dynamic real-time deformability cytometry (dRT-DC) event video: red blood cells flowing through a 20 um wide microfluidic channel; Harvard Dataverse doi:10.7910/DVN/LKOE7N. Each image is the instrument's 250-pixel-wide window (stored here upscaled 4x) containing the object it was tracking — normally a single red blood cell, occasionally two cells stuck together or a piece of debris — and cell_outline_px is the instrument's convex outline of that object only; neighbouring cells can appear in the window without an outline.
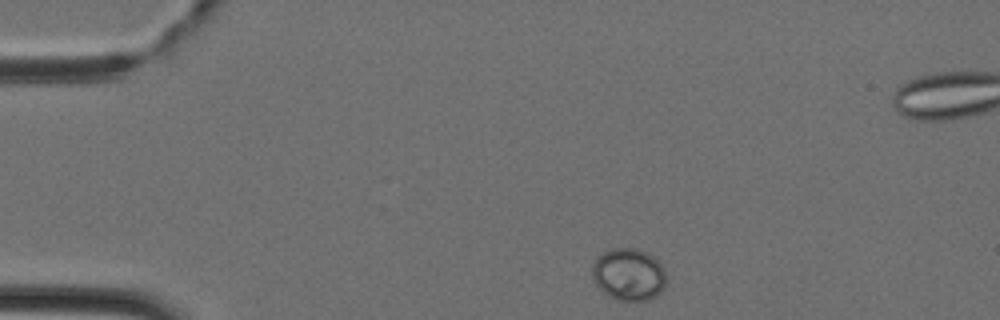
{"species": "Egyptian fruit bat (a non-hibernating species)", "species_latin": "Rousettus aegyptiacus", "temperature_condition": "cold", "stored_images_in_passage": 39, "camera_frame_rate_fps": 3000, "um_per_image_px": 0.085, "animal": {"sex": "female"}, "frame": {"image": 1, "passage_image": 1, "time_ms": 0.0, "image_size_px": [1000, 320], "cell_outline_px": [[664, 288], [656, 296], [644, 300], [620, 300], [608, 296], [592, 280], [592, 264], [596, 256], [612, 248], [636, 248], [652, 256], [664, 268]], "centroid_in_image_um": [53.39, 23.31], "position_along_channel_um": 31.6, "area_um2": 22.37}}
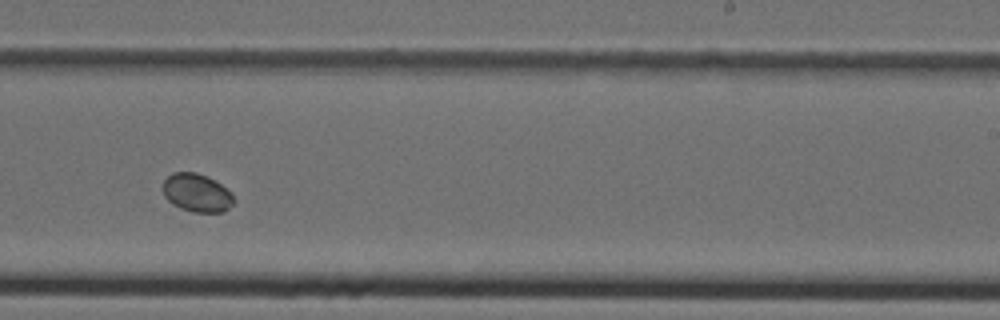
{"frame": {"image": 2, "passage_image": 21, "time_ms": 6.667, "image_size_px": [1000, 320], "cell_outline_px": [[236, 200], [224, 212], [192, 212], [180, 208], [172, 204], [164, 196], [164, 180], [172, 172], [196, 172], [220, 184], [232, 192]], "centroid_in_image_um": [16.74, 16.4], "position_along_channel_um": 272.3, "area_um2": 15.72}}
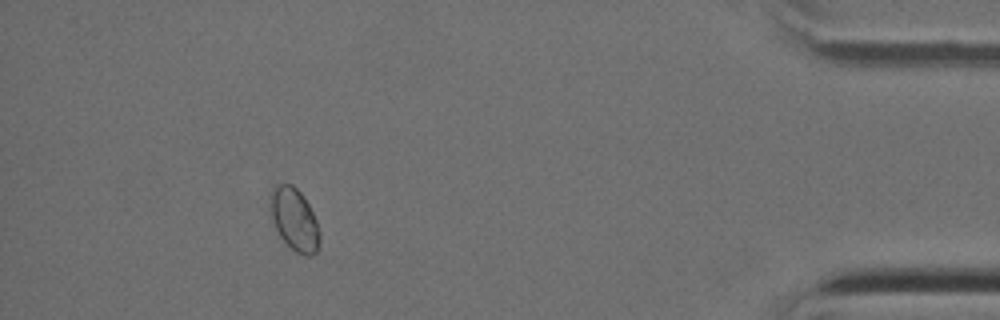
{"frame": {"image": 3, "passage_image": 34, "time_ms": 11.0, "image_size_px": [1000, 320], "cell_outline_px": [[320, 240], [316, 252], [312, 256], [304, 256], [296, 252], [280, 236], [272, 220], [272, 188], [276, 184], [292, 184], [300, 192], [308, 204], [316, 220], [320, 232]], "centroid_in_image_um": [25.06, 18.68], "position_along_channel_um": 410.1, "area_um2": 17.57}}